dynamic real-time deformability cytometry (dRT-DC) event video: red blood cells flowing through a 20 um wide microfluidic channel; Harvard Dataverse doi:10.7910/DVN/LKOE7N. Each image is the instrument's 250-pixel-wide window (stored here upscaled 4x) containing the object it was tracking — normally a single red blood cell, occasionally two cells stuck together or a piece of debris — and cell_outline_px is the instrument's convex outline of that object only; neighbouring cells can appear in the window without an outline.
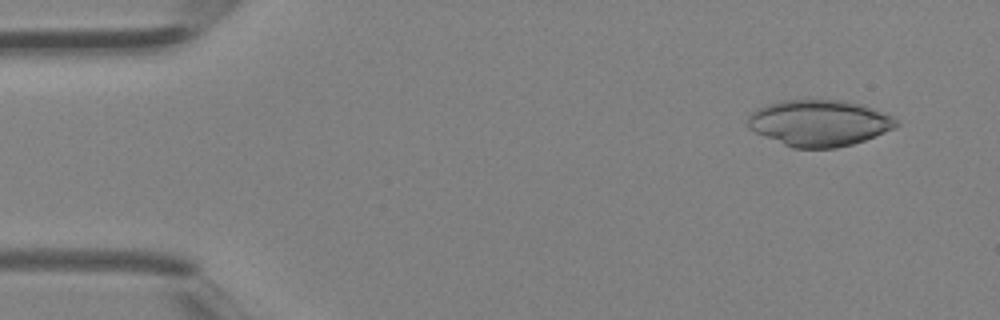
{"species": "Egyptian fruit bat (a non-hibernating species)", "species_latin": "Rousettus aegyptiacus", "temperature_condition": "room temperature", "stored_images_in_passage": 3, "camera_frame_rate_fps": 3000, "um_per_image_px": 0.085, "animal": {"sex": "female"}, "frame": {"image": 1, "passage_image": 1, "time_ms": 0.0, "image_size_px": [1000, 320], "cell_outline_px": [[900, 124], [884, 132], [864, 140], [852, 144], [836, 148], [792, 148], [764, 136], [748, 128], [748, 116], [756, 108], [776, 100], [844, 100], [860, 104], [872, 108], [892, 116]], "centroid_in_image_um": [69.59, 10.44], "position_along_channel_um": 15.4, "area_um2": 39.94}}